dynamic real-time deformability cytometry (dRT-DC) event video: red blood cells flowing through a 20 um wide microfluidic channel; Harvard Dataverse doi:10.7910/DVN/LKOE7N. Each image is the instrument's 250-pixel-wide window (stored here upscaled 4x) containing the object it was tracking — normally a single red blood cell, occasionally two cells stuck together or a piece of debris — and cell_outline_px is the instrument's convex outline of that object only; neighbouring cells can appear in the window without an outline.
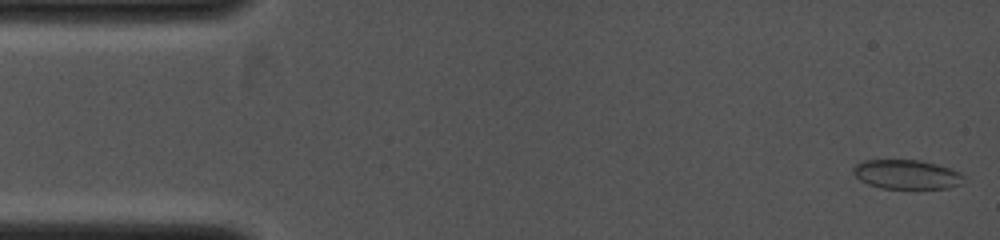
{"species": "common noctule bat (a hibernating species)", "species_latin": "Nyctalus noctula", "temperature_condition": "cold", "stored_images_in_passage": 15, "camera_frame_rate_fps": 4000, "um_per_image_px": 0.085, "animal": {"sex": "female", "body_mass_g": 19.0, "forearm_length_mm": 53.3}, "frame": {"image": 1, "passage_image": 1, "time_ms": 0.0, "image_size_px": [1000, 240], "cell_outline_px": [[964, 176], [960, 184], [948, 188], [880, 188], [868, 184], [860, 180], [852, 172], [852, 168], [856, 164], [864, 160], [920, 160], [936, 164], [960, 172]], "centroid_in_image_um": [77.03, 14.82], "position_along_channel_um": 8.0, "area_um2": 18.73}}
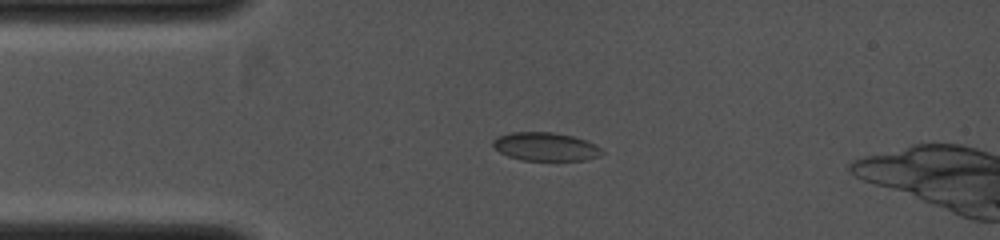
{"frame": {"image": 2, "passage_image": 9, "time_ms": 2.25, "image_size_px": [1000, 240], "cell_outline_px": [[604, 152], [600, 156], [584, 160], [520, 160], [508, 156], [500, 152], [492, 144], [492, 140], [500, 136], [512, 132], [552, 132], [572, 136], [596, 144]], "centroid_in_image_um": [46.38, 12.47], "position_along_channel_um": 38.6, "area_um2": 17.92}}
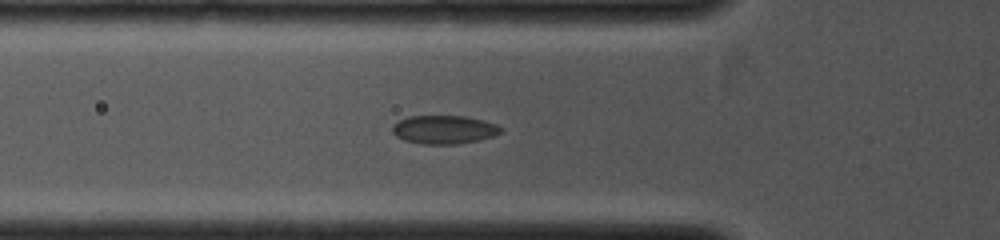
{"frame": {"image": 3, "passage_image": 14, "time_ms": 3.5, "image_size_px": [1000, 240], "cell_outline_px": [[504, 132], [492, 136], [476, 140], [456, 144], [420, 144], [404, 140], [396, 136], [392, 132], [392, 124], [408, 116], [464, 116], [484, 120], [496, 124], [504, 128]], "centroid_in_image_um": [37.74, 11.01], "position_along_channel_um": 88.1, "area_um2": 18.09}}